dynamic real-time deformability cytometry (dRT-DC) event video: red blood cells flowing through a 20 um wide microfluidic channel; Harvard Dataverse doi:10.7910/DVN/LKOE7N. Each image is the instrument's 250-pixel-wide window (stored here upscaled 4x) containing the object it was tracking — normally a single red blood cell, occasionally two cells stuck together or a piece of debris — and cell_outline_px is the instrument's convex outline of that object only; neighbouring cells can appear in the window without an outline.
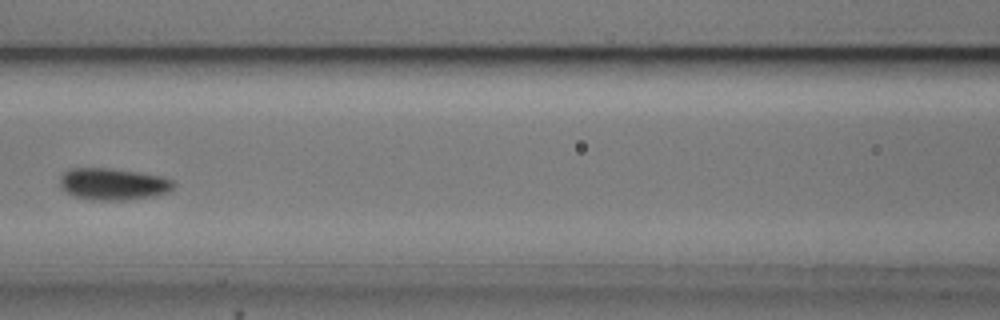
{"species": "common noctule bat (a hibernating species)", "species_latin": "Nyctalus noctula", "temperature_condition": "cold", "stored_images_in_passage": 6, "camera_frame_rate_fps": 3000, "um_per_image_px": 0.085, "animal": {"sex": "male", "body_mass_g": 20.5, "forearm_length_mm": 52.5}, "frame": {"image": 1, "passage_image": 6, "time_ms": 6.667, "image_size_px": [1000, 320], "cell_outline_px": [[176, 184], [168, 192], [152, 196], [128, 200], [92, 200], [72, 196], [60, 188], [60, 176], [68, 168], [112, 168], [160, 176], [172, 180]], "centroid_in_image_um": [9.56, 15.65], "position_along_channel_um": 157.0, "area_um2": 21.21}}